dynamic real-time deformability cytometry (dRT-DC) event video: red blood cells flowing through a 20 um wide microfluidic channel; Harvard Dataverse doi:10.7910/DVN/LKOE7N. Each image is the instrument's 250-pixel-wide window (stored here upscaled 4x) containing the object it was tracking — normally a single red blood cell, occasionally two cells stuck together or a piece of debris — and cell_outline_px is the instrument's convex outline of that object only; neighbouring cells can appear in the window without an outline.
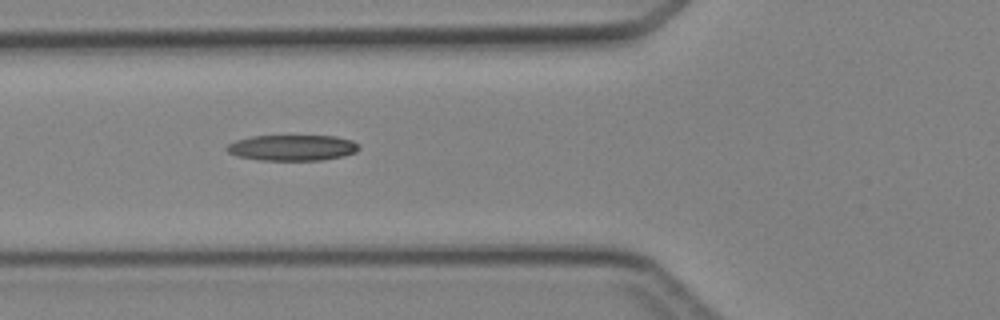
{"species": "Egyptian fruit bat (a non-hibernating species)", "species_latin": "Rousettus aegyptiacus", "temperature_condition": "cold", "stored_images_in_passage": 6, "camera_frame_rate_fps": 3000, "um_per_image_px": 0.085, "animal": {"sex": "female"}, "frame": {"image": 1, "passage_image": 5, "time_ms": 5.333, "image_size_px": [1000, 320], "cell_outline_px": [[360, 148], [356, 152], [344, 156], [320, 160], [260, 160], [236, 156], [228, 152], [224, 148], [228, 144], [236, 140], [252, 136], [336, 136], [352, 140], [360, 144]], "centroid_in_image_um": [24.86, 12.55], "position_along_channel_um": 100.9, "area_um2": 20.0}}
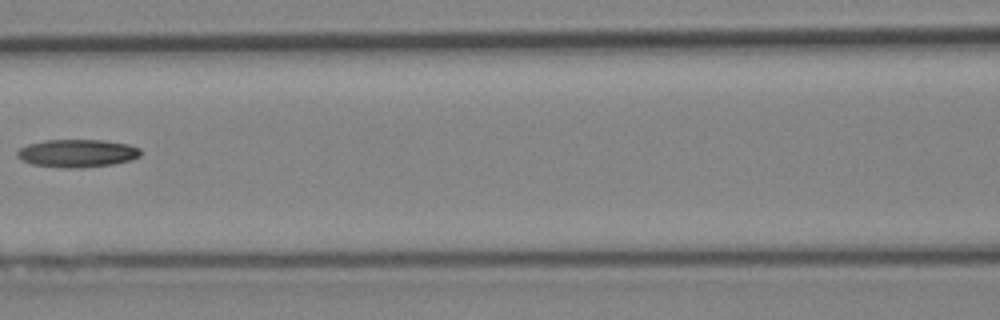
{"frame": {"image": 2, "passage_image": 6, "time_ms": 6.667, "image_size_px": [1000, 320], "cell_outline_px": [[140, 156], [132, 160], [112, 164], [80, 168], [64, 168], [32, 164], [20, 160], [16, 156], [16, 152], [20, 148], [28, 144], [48, 140], [104, 140], [128, 144], [140, 148]], "centroid_in_image_um": [6.56, 13.03], "position_along_channel_um": 160.0, "area_um2": 20.11}}